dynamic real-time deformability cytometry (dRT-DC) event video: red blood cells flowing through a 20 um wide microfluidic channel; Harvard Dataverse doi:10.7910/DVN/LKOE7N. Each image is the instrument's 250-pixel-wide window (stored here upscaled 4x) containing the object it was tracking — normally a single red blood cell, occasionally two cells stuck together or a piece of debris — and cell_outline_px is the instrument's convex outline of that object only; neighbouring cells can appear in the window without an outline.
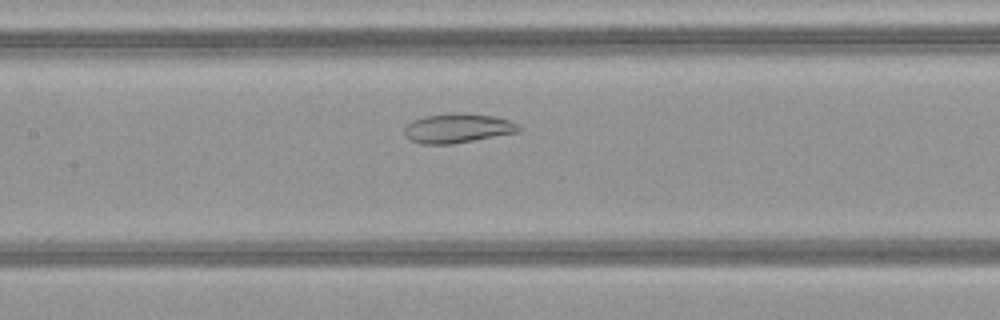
{"species": "common noctule bat (a hibernating species)", "species_latin": "Nyctalus noctula", "temperature_condition": "warm", "stored_images_in_passage": 46, "camera_frame_rate_fps": 3000, "um_per_image_px": 0.085, "animal": {"sex": "female", "body_mass_g": 21.9}, "frame": {"image": 1, "passage_image": 20, "time_ms": 6.333, "image_size_px": [1000, 320], "cell_outline_px": [[520, 132], [452, 144], [420, 144], [404, 136], [404, 128], [412, 120], [424, 116], [452, 112], [456, 112], [496, 116], [508, 120], [516, 124], [520, 128]], "centroid_in_image_um": [38.87, 10.89], "position_along_channel_um": 168.5, "area_um2": 19.71}}
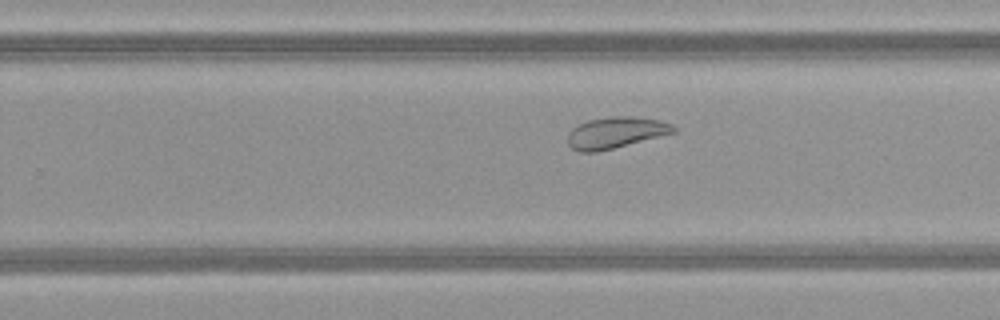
{"frame": {"image": 2, "passage_image": 28, "time_ms": 9.0, "image_size_px": [1000, 320], "cell_outline_px": [[676, 132], [596, 152], [580, 152], [572, 148], [568, 144], [568, 132], [572, 128], [588, 120], [612, 116], [632, 116], [660, 120], [672, 124], [676, 128]], "centroid_in_image_um": [52.32, 11.26], "position_along_channel_um": 277.5, "area_um2": 19.13}}
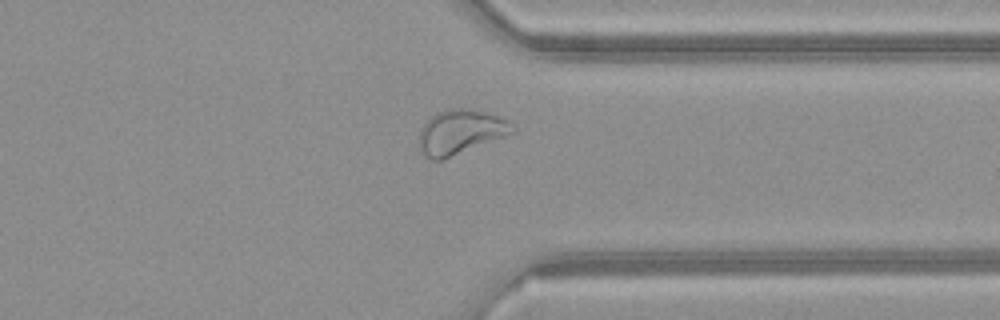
{"frame": {"image": 3, "passage_image": 35, "time_ms": 11.333, "image_size_px": [1000, 320], "cell_outline_px": [[516, 132], [440, 160], [432, 160], [424, 156], [420, 148], [420, 128], [436, 112], [448, 108], [468, 108], [484, 112], [508, 120], [516, 128]], "centroid_in_image_um": [39.14, 11.2], "position_along_channel_um": 372.3, "area_um2": 23.93}, "authors_computed_cell_mechanics": {"area_um2": 26.4435, "velocity_mm_per_s": 4.1077, "shape_relaxation_time_tau1_ms": null, "shape_relaxation_time_tau2_ms": 5.7921, "deformation_change_tau1": null, "deformation_change_tau2": 0.1261}}